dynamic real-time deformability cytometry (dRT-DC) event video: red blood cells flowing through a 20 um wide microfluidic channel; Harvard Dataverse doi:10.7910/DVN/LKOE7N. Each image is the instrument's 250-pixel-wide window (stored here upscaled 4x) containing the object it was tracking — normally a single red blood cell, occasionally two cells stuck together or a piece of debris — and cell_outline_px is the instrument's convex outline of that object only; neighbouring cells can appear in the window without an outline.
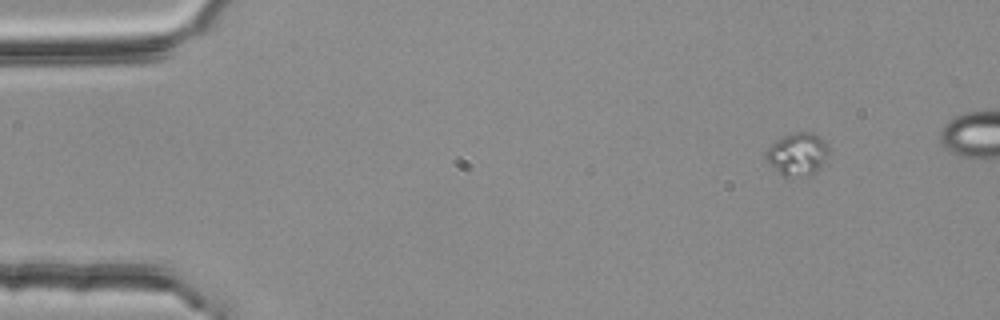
{"species": "common noctule bat (a hibernating species)", "species_latin": "Nyctalus noctula", "temperature_condition": "room temperature", "stored_images_in_passage": 51, "camera_frame_rate_fps": 3000, "um_per_image_px": 0.085, "animal": {"sex": "female", "body_mass_g": 25.1}, "frame": {"image": 1, "passage_image": 1, "time_ms": 0.0, "image_size_px": [1000, 320], "cell_outline_px": [[828, 152], [820, 168], [808, 176], [784, 176], [764, 156], [764, 152], [772, 144], [784, 136], [796, 132], [812, 132], [824, 140], [828, 144]], "centroid_in_image_um": [67.81, 13.08], "position_along_channel_um": 17.2, "area_um2": 15.2}}